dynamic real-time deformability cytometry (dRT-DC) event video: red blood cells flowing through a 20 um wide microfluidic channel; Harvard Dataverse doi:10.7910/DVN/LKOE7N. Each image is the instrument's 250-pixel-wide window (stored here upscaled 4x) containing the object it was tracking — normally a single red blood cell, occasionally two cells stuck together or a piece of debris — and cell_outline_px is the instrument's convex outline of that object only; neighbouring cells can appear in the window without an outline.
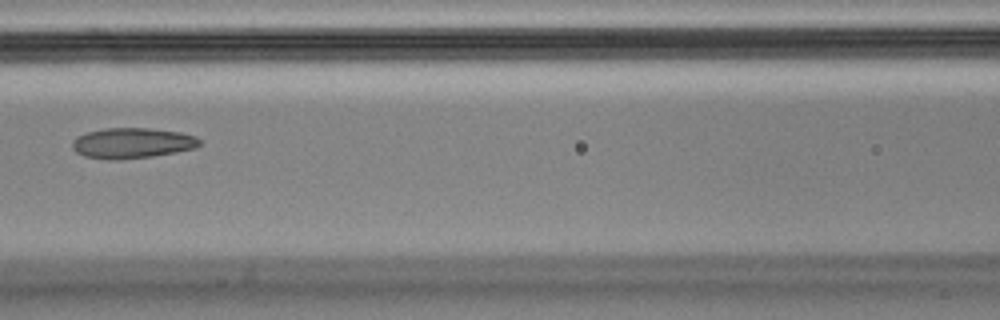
{"species": "Egyptian fruit bat (a non-hibernating species)", "species_latin": "Rousettus aegyptiacus", "temperature_condition": "cold", "stored_images_in_passage": 7, "camera_frame_rate_fps": 3000, "um_per_image_px": 0.085, "animal": {"sex": "male"}, "frame": {"image": 1, "passage_image": 7, "time_ms": 2.0, "image_size_px": [1000, 320], "cell_outline_px": [[200, 144], [196, 148], [176, 152], [152, 156], [116, 160], [108, 160], [84, 156], [76, 152], [72, 148], [72, 140], [76, 136], [88, 132], [104, 128], [148, 128], [180, 132], [196, 136], [200, 140]], "centroid_in_image_um": [11.22, 12.16], "position_along_channel_um": 155.4, "area_um2": 22.72}}